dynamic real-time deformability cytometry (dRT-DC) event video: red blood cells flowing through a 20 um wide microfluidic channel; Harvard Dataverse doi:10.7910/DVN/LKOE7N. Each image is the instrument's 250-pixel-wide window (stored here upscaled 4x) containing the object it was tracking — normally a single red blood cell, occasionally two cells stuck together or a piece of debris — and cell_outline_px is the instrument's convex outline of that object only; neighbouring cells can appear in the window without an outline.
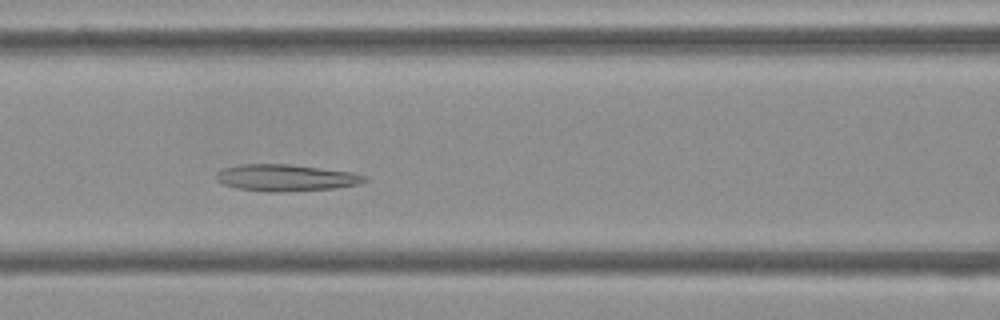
{"species": "Egyptian fruit bat (a non-hibernating species)", "species_latin": "Rousettus aegyptiacus", "temperature_condition": "cold", "stored_images_in_passage": 50, "camera_frame_rate_fps": 3000, "um_per_image_px": 0.085, "frame": {"image": 1, "passage_image": 19, "time_ms": 6.0, "image_size_px": [1000, 320], "cell_outline_px": [[368, 180], [360, 184], [336, 188], [284, 192], [268, 192], [236, 188], [224, 184], [216, 180], [216, 172], [224, 168], [240, 164], [288, 164], [352, 172], [368, 176]], "centroid_in_image_um": [24.32, 15.11], "position_along_channel_um": 142.3, "area_um2": 23.24}}
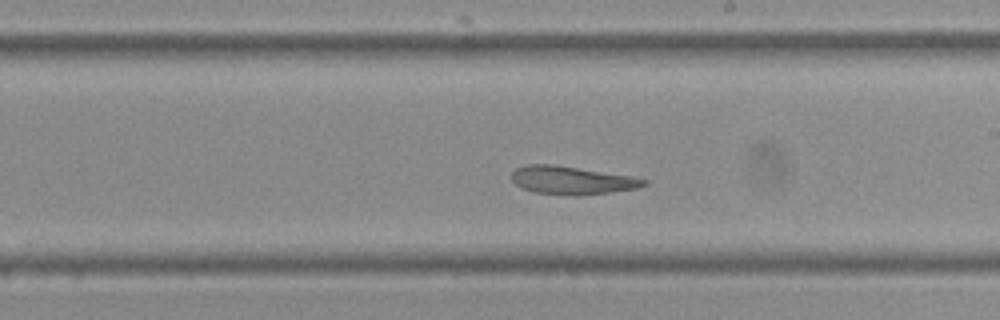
{"frame": {"image": 2, "passage_image": 27, "time_ms": 8.667, "image_size_px": [1000, 320], "cell_outline_px": [[648, 184], [636, 188], [580, 196], [572, 196], [536, 192], [520, 188], [512, 180], [512, 172], [516, 168], [528, 164], [552, 164], [632, 176], [648, 180]], "centroid_in_image_um": [48.59, 15.33], "position_along_channel_um": 240.4, "area_um2": 21.62}}
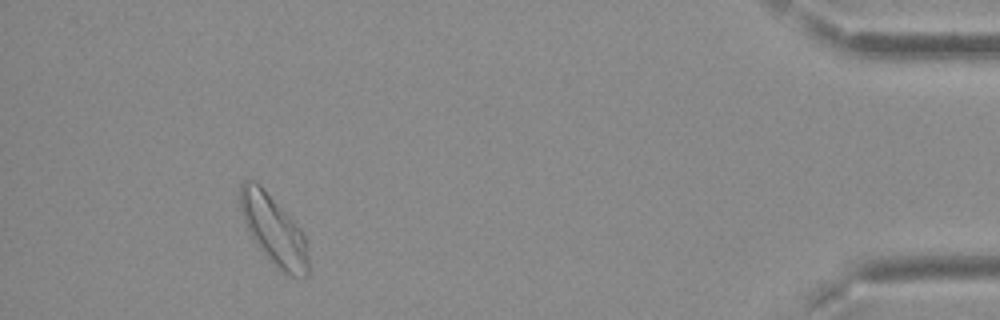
{"frame": {"image": 3, "passage_image": 46, "time_ms": 15.0, "image_size_px": [1000, 320], "cell_outline_px": [[308, 276], [288, 276], [276, 268], [256, 244], [244, 220], [240, 208], [240, 184], [244, 180], [252, 180], [260, 184], [300, 228], [304, 236], [308, 256]], "centroid_in_image_um": [23.26, 19.57], "position_along_channel_um": 411.9, "area_um2": 27.22}, "authors_computed_cell_mechanics": {"area_um2": 24.5939, "velocity_mm_per_s": 3.6875, "shape_relaxation_time_tau1_ms": null, "shape_relaxation_time_tau2_ms": 2.7491, "deformation_change_tau1": null, "deformation_change_tau2": 0.1024}}